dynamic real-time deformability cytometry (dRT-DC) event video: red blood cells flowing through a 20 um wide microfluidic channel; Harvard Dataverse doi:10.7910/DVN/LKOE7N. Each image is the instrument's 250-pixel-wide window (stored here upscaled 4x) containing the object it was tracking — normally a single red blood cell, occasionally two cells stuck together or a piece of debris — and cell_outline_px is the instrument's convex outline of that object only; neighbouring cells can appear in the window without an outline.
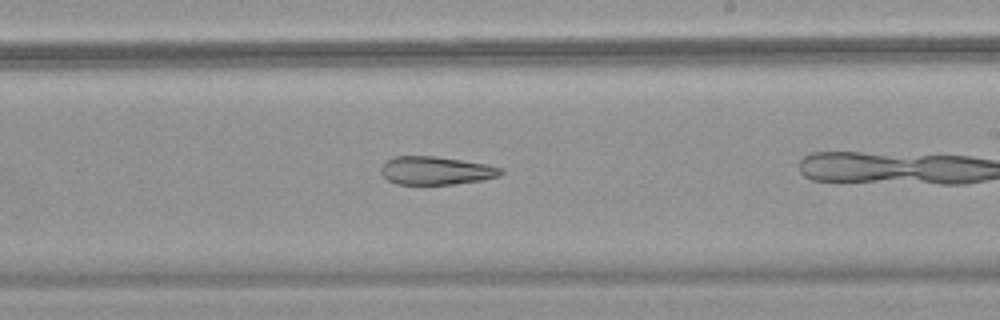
{"species": "common noctule bat (a hibernating species)", "species_latin": "Nyctalus noctula", "temperature_condition": "warm", "stored_images_in_passage": 32, "camera_frame_rate_fps": 3000, "um_per_image_px": 0.085, "animal": {"sex": "female", "body_mass_g": 18.4}, "frame": {"image": 1, "passage_image": 23, "time_ms": 7.333, "image_size_px": [1000, 320], "cell_outline_px": [[504, 172], [500, 176], [480, 180], [452, 184], [396, 184], [388, 180], [380, 172], [380, 168], [388, 160], [396, 156], [436, 156], [488, 164], [504, 168]], "centroid_in_image_um": [37.09, 14.49], "position_along_channel_um": 251.9, "area_um2": 19.71}}